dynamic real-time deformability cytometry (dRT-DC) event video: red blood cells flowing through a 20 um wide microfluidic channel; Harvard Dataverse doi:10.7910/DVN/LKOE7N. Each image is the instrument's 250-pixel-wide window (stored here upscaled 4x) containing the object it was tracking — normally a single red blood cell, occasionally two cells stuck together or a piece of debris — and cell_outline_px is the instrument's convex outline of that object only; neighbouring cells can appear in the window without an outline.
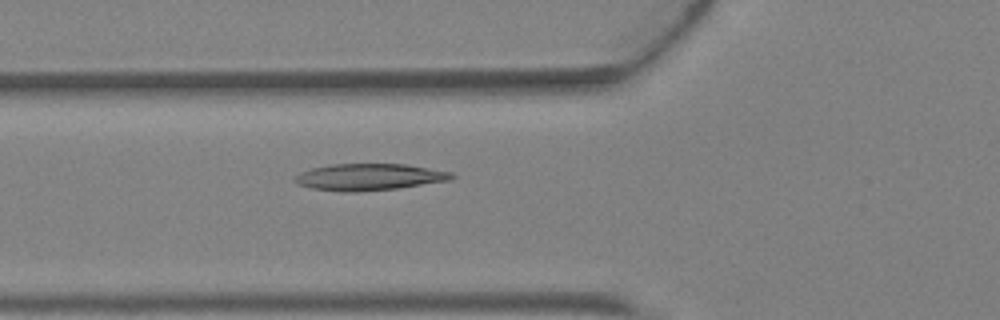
{"species": "Egyptian fruit bat (a non-hibernating species)", "species_latin": "Rousettus aegyptiacus", "temperature_condition": "warm", "stored_images_in_passage": 5, "camera_frame_rate_fps": 3000, "um_per_image_px": 0.085, "animal": {"sex": "female"}, "frame": {"image": 1, "passage_image": 5, "time_ms": 1.333, "image_size_px": [1000, 320], "cell_outline_px": [[456, 176], [448, 180], [396, 188], [356, 192], [340, 192], [312, 188], [300, 184], [292, 180], [300, 172], [312, 168], [332, 164], [404, 164], [452, 172]], "centroid_in_image_um": [31.34, 15.04], "position_along_channel_um": 94.5, "area_um2": 24.1}}